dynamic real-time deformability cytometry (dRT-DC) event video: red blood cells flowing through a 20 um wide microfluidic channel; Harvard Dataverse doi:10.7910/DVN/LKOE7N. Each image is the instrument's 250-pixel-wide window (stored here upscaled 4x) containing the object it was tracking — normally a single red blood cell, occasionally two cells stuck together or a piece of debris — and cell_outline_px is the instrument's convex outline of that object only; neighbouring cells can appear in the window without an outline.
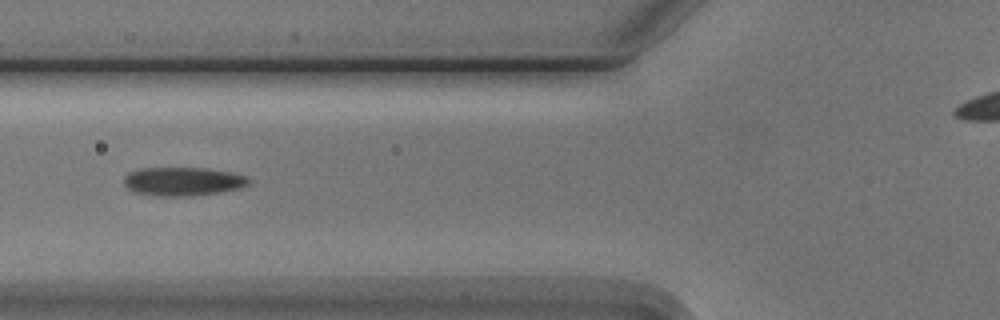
{"species": "Egyptian fruit bat (a non-hibernating species)", "species_latin": "Rousettus aegyptiacus", "temperature_condition": "cold", "stored_images_in_passage": 8, "camera_frame_rate_fps": 3000, "um_per_image_px": 0.085, "animal": {"sex": "male"}, "frame": {"image": 1, "passage_image": 5, "time_ms": 4.667, "image_size_px": [1000, 320], "cell_outline_px": [[252, 180], [248, 184], [240, 188], [220, 192], [188, 196], [160, 196], [132, 192], [124, 184], [124, 176], [128, 172], [140, 168], [208, 168], [232, 172], [248, 176]], "centroid_in_image_um": [15.56, 15.41], "position_along_channel_um": 110.2, "area_um2": 21.04}}
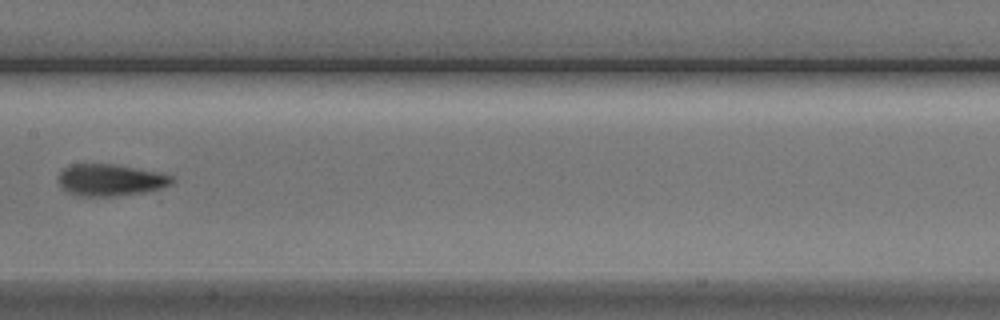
{"frame": {"image": 2, "passage_image": 7, "time_ms": 7.0, "image_size_px": [1000, 320], "cell_outline_px": [[176, 180], [172, 184], [160, 188], [144, 192], [112, 196], [76, 196], [68, 192], [60, 184], [60, 172], [64, 168], [72, 164], [116, 164], [160, 172], [172, 176]], "centroid_in_image_um": [9.43, 15.29], "position_along_channel_um": 198.0, "area_um2": 20.98}}
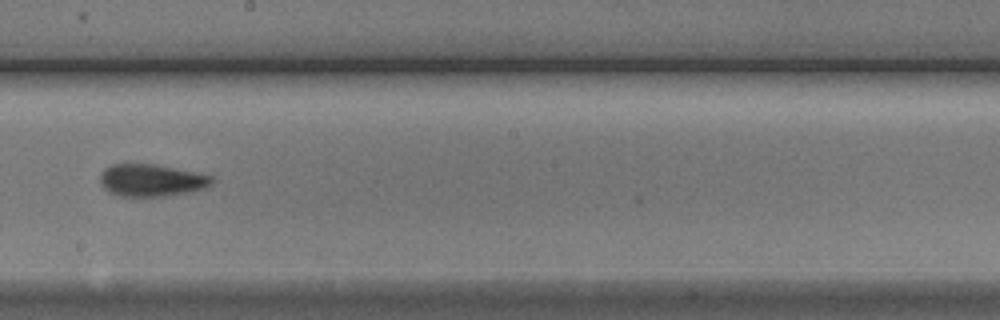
{"frame": {"image": 3, "passage_image": 8, "time_ms": 8.0, "image_size_px": [1000, 320], "cell_outline_px": [[216, 180], [208, 188], [188, 192], [164, 196], [116, 196], [108, 192], [100, 184], [100, 176], [104, 168], [112, 164], [156, 164], [212, 176]], "centroid_in_image_um": [12.87, 15.33], "position_along_channel_um": 235.3, "area_um2": 21.15}}